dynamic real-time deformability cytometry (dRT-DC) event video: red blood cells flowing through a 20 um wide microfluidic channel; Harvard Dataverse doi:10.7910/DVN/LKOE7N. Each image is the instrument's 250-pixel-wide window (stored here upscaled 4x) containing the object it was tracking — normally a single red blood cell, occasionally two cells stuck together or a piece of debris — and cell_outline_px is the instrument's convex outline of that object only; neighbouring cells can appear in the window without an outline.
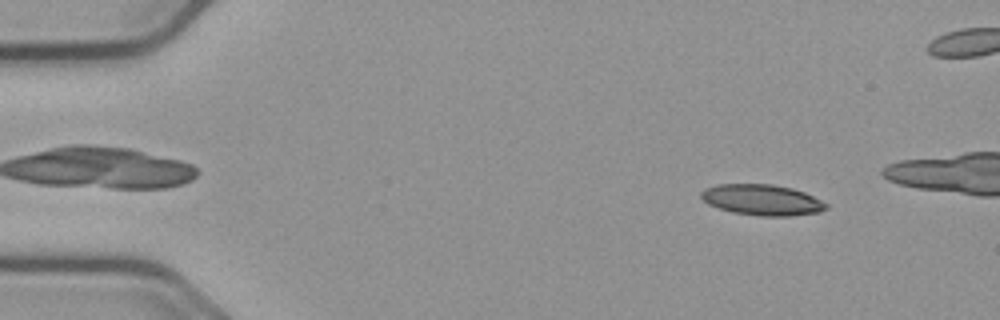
{"species": "common noctule bat (a hibernating species)", "species_latin": "Nyctalus noctula", "temperature_condition": "cold", "stored_images_in_passage": 49, "camera_frame_rate_fps": 3000, "um_per_image_px": 0.085, "animal": {"sex": "male", "body_mass_g": 23.1, "forearm_length_mm": 52.7}, "frame": {"image": 1, "passage_image": 6, "time_ms": 1.667, "image_size_px": [1000, 320], "cell_outline_px": [[828, 208], [820, 212], [788, 216], [760, 216], [732, 212], [708, 204], [700, 196], [700, 192], [704, 188], [716, 184], [772, 184], [792, 188], [804, 192], [828, 204]], "centroid_in_image_um": [64.76, 16.98], "position_along_channel_um": 20.2, "area_um2": 22.48}}
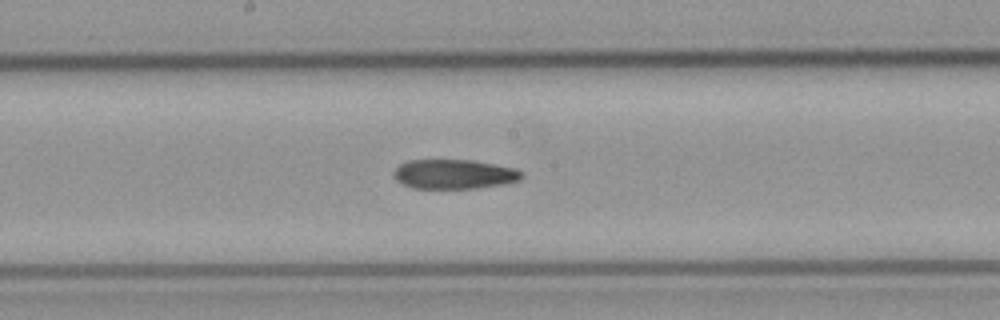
{"frame": {"image": 2, "passage_image": 29, "time_ms": 9.333, "image_size_px": [1000, 320], "cell_outline_px": [[524, 176], [520, 180], [504, 184], [476, 188], [412, 188], [396, 180], [392, 172], [400, 164], [408, 160], [472, 160], [516, 168], [524, 172]], "centroid_in_image_um": [38.63, 14.8], "position_along_channel_um": 209.6, "area_um2": 22.08}}
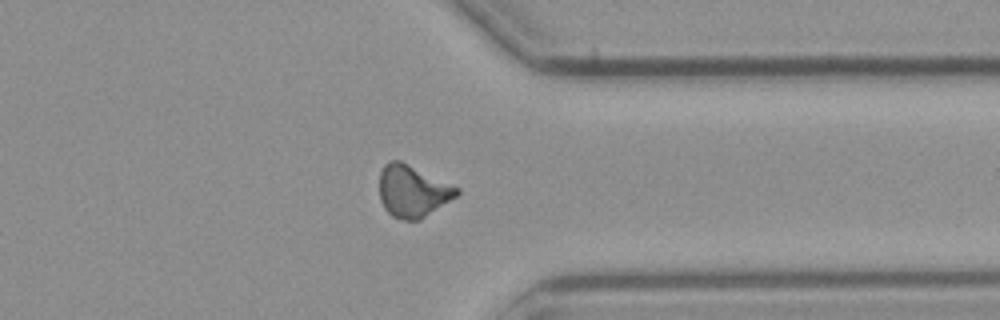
{"frame": {"image": 3, "passage_image": 43, "time_ms": 14.0, "image_size_px": [1000, 320], "cell_outline_px": [[460, 192], [456, 196], [420, 220], [404, 220], [392, 216], [384, 208], [380, 200], [380, 172], [384, 164], [392, 160], [400, 160], [460, 188]], "centroid_in_image_um": [35.06, 16.25], "position_along_channel_um": 376.3, "area_um2": 23.29}, "authors_computed_cell_mechanics": {"area_um2": 22.7154, "velocity_mm_per_s": 3.6745, "shape_relaxation_time_tau1_ms": null, "shape_relaxation_time_tau2_ms": 11.2175, "deformation_change_tau1": null, "deformation_change_tau2": 0.2035}}